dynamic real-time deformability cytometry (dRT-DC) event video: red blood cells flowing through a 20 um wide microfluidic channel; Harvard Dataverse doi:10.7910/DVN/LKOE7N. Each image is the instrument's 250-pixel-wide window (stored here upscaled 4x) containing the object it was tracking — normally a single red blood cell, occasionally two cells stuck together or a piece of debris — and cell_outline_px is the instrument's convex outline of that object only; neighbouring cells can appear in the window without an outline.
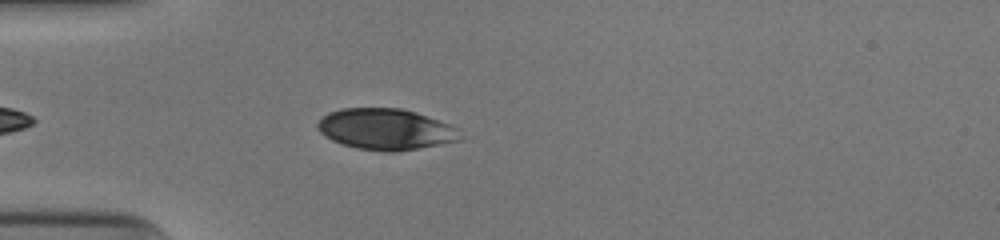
{"species": "human", "species_latin": "Homo sapiens", "temperature_condition": "cold", "stored_images_in_passage": 38, "camera_frame_rate_fps": 3000, "um_per_image_px": 0.085, "donor": {"sex": "male"}, "frame": {"image": 1, "passage_image": 4, "time_ms": 1.0, "image_size_px": [1000, 240], "cell_outline_px": [[460, 140], [396, 152], [384, 152], [356, 148], [332, 140], [324, 136], [316, 128], [316, 124], [328, 112], [340, 108], [400, 108], [416, 112], [448, 124], [456, 128]], "centroid_in_image_um": [32.71, 10.98], "position_along_channel_um": 52.3, "area_um2": 33.87}}
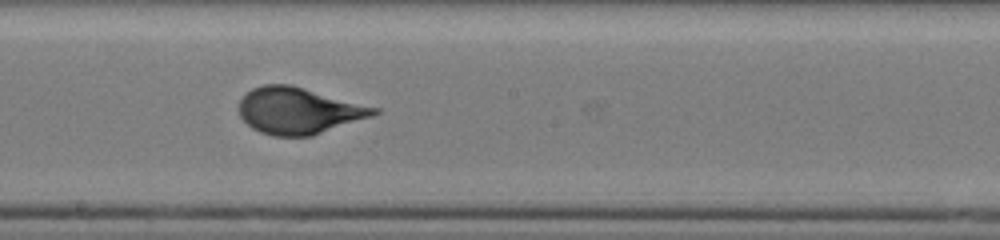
{"frame": {"image": 2, "passage_image": 18, "time_ms": 5.667, "image_size_px": [1000, 240], "cell_outline_px": [[380, 112], [372, 116], [312, 136], [272, 136], [260, 132], [252, 128], [240, 116], [240, 100], [252, 88], [264, 84], [292, 84], [380, 108]], "centroid_in_image_um": [25.41, 9.4], "position_along_channel_um": 222.8, "area_um2": 36.59}}
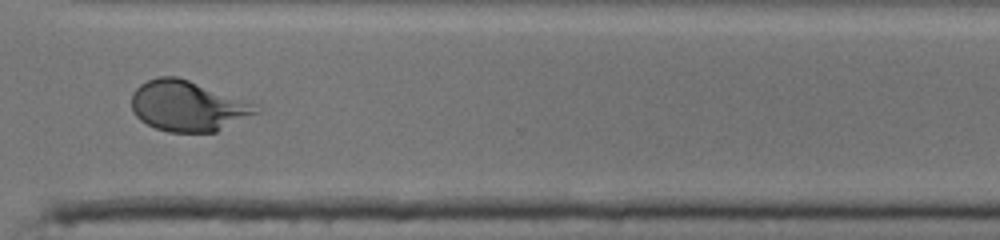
{"frame": {"image": 3, "passage_image": 28, "time_ms": 9.0, "image_size_px": [1000, 240], "cell_outline_px": [[264, 108], [260, 112], [216, 132], [168, 132], [156, 128], [140, 120], [136, 116], [132, 108], [132, 92], [140, 84], [148, 80], [160, 76], [176, 76], [252, 100]], "centroid_in_image_um": [16.05, 9.0], "position_along_channel_um": 354.5, "area_um2": 37.28}, "authors_computed_cell_mechanics": {"area_um2": 36.5296, "velocity_mm_per_s": 3.9389, "shape_relaxation_time_tau1_ms": 3.4881, "shape_relaxation_time_tau2_ms": null, "deformation_change_tau1": 0.1607, "deformation_change_tau2": null}}